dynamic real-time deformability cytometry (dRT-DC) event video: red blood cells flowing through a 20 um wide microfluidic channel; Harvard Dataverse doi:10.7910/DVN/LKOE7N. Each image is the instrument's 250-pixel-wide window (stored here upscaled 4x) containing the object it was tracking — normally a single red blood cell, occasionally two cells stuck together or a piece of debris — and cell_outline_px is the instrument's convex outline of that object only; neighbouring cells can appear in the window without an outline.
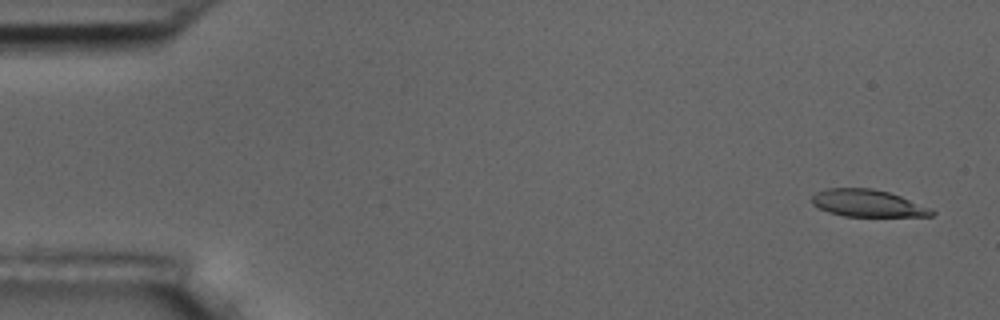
{"species": "common noctule bat (a hibernating species)", "species_latin": "Nyctalus noctula", "temperature_condition": "room temperature", "stored_images_in_passage": 5, "camera_frame_rate_fps": 3000, "um_per_image_px": 0.085, "animal": {"sex": "male", "body_mass_g": 17.5, "forearm_length_mm": 52.3}, "frame": {"image": 1, "passage_image": 1, "time_ms": 0.0, "image_size_px": [1000, 320], "cell_outline_px": [[936, 212], [932, 216], [844, 216], [828, 212], [816, 208], [812, 204], [812, 196], [816, 192], [828, 188], [872, 188], [888, 192], [900, 196], [932, 208]], "centroid_in_image_um": [73.74, 17.28], "position_along_channel_um": 11.3, "area_um2": 19.02}}
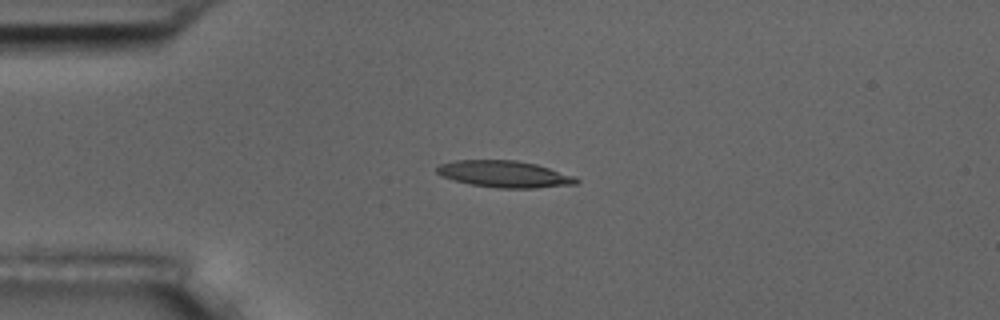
{"frame": {"image": 2, "passage_image": 4, "time_ms": 3.667, "image_size_px": [1000, 320], "cell_outline_px": [[580, 180], [576, 184], [536, 188], [496, 188], [472, 184], [456, 180], [444, 176], [436, 172], [436, 168], [440, 164], [456, 160], [516, 160], [536, 164], [576, 176]], "centroid_in_image_um": [42.93, 14.79], "position_along_channel_um": 42.1, "area_um2": 21.56}}